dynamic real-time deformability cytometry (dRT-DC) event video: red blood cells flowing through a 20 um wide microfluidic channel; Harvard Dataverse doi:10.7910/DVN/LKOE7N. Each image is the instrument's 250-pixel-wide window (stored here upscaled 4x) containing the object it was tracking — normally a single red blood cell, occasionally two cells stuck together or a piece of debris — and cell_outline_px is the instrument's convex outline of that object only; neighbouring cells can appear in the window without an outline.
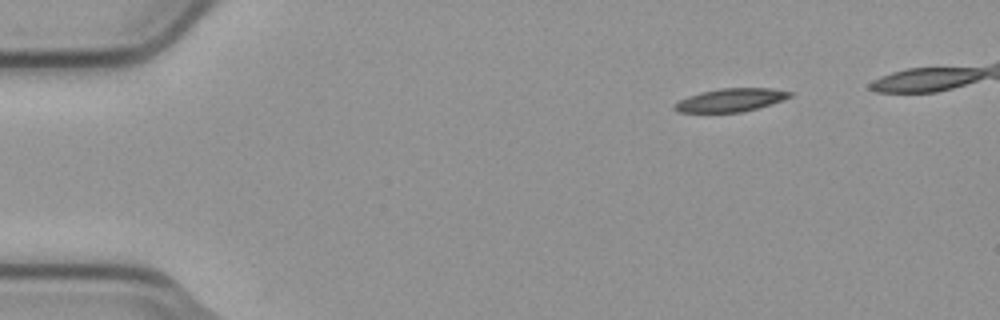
{"species": "common noctule bat (a hibernating species)", "species_latin": "Nyctalus noctula", "temperature_condition": "cold", "stored_images_in_passage": 3, "segment_of_instrument_passage": [2, 2], "camera_frame_rate_fps": 3000, "um_per_image_px": 0.085, "animal": {"sex": "male", "body_mass_g": 23.1, "forearm_length_mm": 52.7}, "frame": {"image": 1, "passage_image": 3, "time_ms": 0.667, "image_size_px": [1000, 320], "cell_outline_px": [[792, 96], [756, 108], [740, 112], [680, 112], [672, 108], [680, 100], [688, 96], [700, 92], [720, 88], [772, 88], [792, 92]], "centroid_in_image_um": [62.08, 8.49], "position_along_channel_um": 22.9, "area_um2": 15.26}}